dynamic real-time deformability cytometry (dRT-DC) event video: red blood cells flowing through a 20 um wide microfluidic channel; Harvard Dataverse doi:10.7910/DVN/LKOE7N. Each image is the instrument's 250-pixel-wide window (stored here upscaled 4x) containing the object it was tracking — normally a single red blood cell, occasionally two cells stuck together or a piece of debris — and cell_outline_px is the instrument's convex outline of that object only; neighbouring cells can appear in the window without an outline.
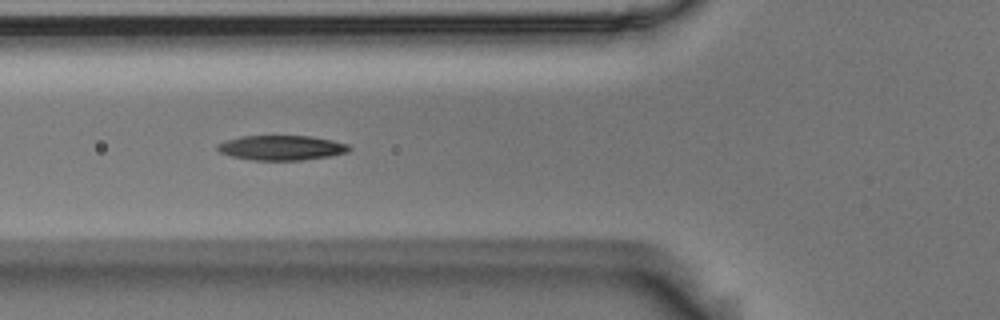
{"species": "Egyptian fruit bat (a non-hibernating species)", "species_latin": "Rousettus aegyptiacus", "temperature_condition": "room temperature", "stored_images_in_passage": 9, "camera_frame_rate_fps": 3000, "um_per_image_px": 0.085, "animal": {"sex": "male"}, "frame": {"image": 1, "passage_image": 6, "time_ms": 1.667, "image_size_px": [1000, 320], "cell_outline_px": [[352, 148], [348, 152], [328, 156], [300, 160], [252, 160], [232, 156], [220, 152], [216, 148], [216, 144], [240, 136], [312, 136], [332, 140], [348, 144]], "centroid_in_image_um": [23.93, 12.55], "position_along_channel_um": 101.9, "area_um2": 18.96}}
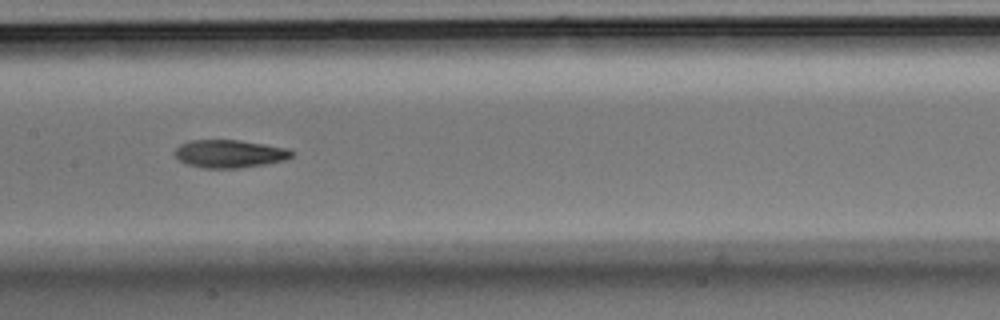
{"frame": {"image": 2, "passage_image": 8, "time_ms": 2.333, "image_size_px": [1000, 320], "cell_outline_px": [[296, 152], [292, 156], [284, 160], [264, 164], [240, 168], [200, 168], [184, 164], [176, 156], [176, 148], [180, 144], [192, 140], [240, 140], [288, 148]], "centroid_in_image_um": [19.52, 13.07], "position_along_channel_um": 187.9, "area_um2": 19.07}}
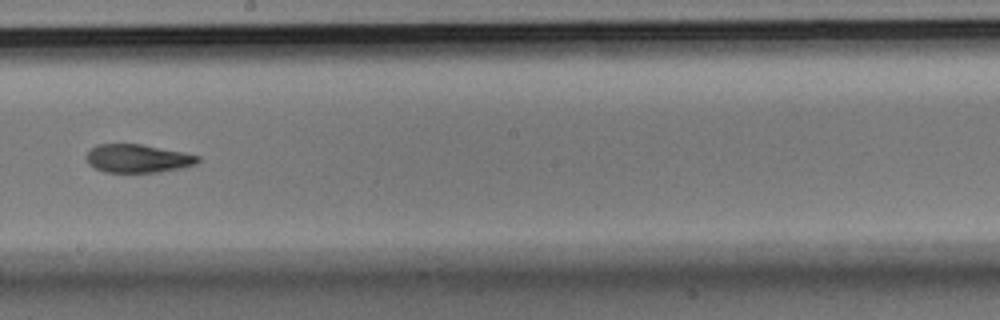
{"frame": {"image": 3, "passage_image": 9, "time_ms": 2.667, "image_size_px": [1000, 320], "cell_outline_px": [[200, 160], [196, 164], [180, 168], [160, 172], [104, 172], [88, 164], [84, 156], [96, 144], [140, 144], [200, 156]], "centroid_in_image_um": [11.67, 13.47], "position_along_channel_um": 236.5, "area_um2": 18.26}}